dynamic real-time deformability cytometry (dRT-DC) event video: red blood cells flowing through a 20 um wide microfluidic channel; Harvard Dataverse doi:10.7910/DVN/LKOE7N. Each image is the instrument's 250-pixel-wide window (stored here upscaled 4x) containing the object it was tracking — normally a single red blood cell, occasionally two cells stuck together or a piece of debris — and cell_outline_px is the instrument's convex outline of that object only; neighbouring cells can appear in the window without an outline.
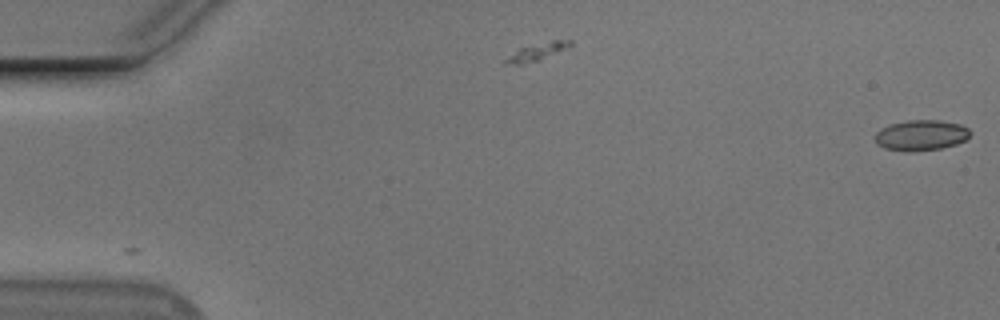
{"species": "Egyptian fruit bat (a non-hibernating species)", "species_latin": "Rousettus aegyptiacus", "temperature_condition": "cold", "stored_images_in_passage": 3, "camera_frame_rate_fps": 3000, "um_per_image_px": 0.085, "animal": {"sex": "male"}, "frame": {"image": 1, "passage_image": 1, "time_ms": 0.0, "image_size_px": [1000, 320], "cell_outline_px": [[972, 132], [964, 140], [956, 144], [940, 148], [908, 152], [884, 148], [876, 144], [876, 132], [892, 124], [908, 120], [940, 120], [960, 124], [968, 128]], "centroid_in_image_um": [78.3, 11.5], "position_along_channel_um": 6.7, "area_um2": 16.76}}